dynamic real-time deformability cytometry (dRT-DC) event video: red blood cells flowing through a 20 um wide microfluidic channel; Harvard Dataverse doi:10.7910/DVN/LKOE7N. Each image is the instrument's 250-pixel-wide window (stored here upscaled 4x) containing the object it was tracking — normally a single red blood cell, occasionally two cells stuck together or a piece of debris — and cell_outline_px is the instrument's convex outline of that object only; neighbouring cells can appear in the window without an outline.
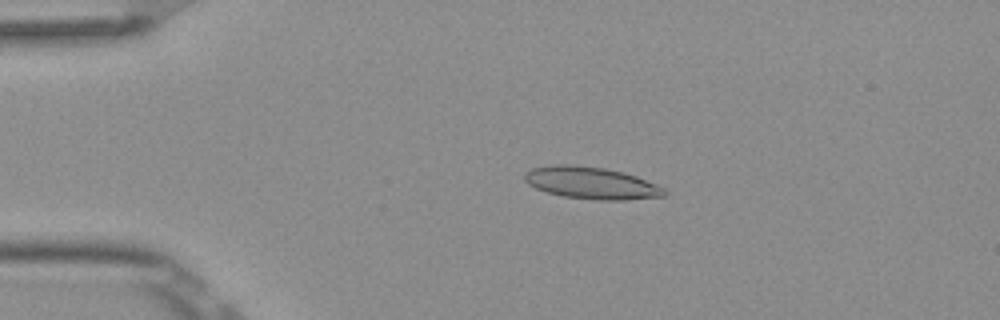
{"species": "Egyptian fruit bat (a non-hibernating species)", "species_latin": "Rousettus aegyptiacus", "temperature_condition": "room temperature", "stored_images_in_passage": 4, "camera_frame_rate_fps": 3000, "um_per_image_px": 0.085, "frame": {"image": 1, "passage_image": 3, "time_ms": 0.667, "image_size_px": [1000, 320], "cell_outline_px": [[668, 192], [664, 196], [624, 200], [596, 200], [564, 196], [548, 192], [536, 188], [528, 184], [524, 180], [524, 172], [532, 168], [556, 164], [568, 164], [604, 168], [624, 172], [636, 176], [664, 188]], "centroid_in_image_um": [50.25, 15.55], "position_along_channel_um": 34.8, "area_um2": 26.01}}